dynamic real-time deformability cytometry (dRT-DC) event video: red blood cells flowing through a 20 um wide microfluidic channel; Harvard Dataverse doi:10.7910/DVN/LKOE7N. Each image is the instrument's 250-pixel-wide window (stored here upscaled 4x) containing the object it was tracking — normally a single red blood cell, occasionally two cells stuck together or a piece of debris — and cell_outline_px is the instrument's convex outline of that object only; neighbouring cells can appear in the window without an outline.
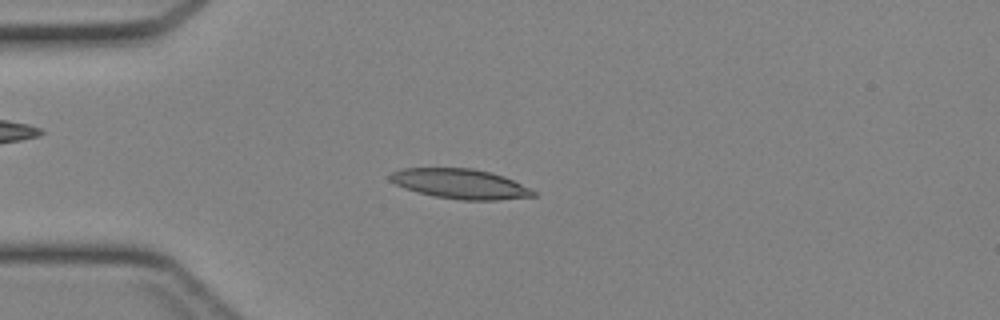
{"species": "Egyptian fruit bat (a non-hibernating species)", "species_latin": "Rousettus aegyptiacus", "temperature_condition": "cold", "stored_images_in_passage": 41, "camera_frame_rate_fps": 3000, "um_per_image_px": 0.085, "animal": {"sex": "female"}, "frame": {"image": 1, "passage_image": 9, "time_ms": 2.667, "image_size_px": [1000, 320], "cell_outline_px": [[536, 196], [496, 200], [464, 200], [436, 196], [404, 188], [388, 180], [388, 176], [392, 172], [404, 168], [472, 168], [492, 172], [504, 176], [536, 192]], "centroid_in_image_um": [39.1, 15.61], "position_along_channel_um": 45.9, "area_um2": 24.68}}
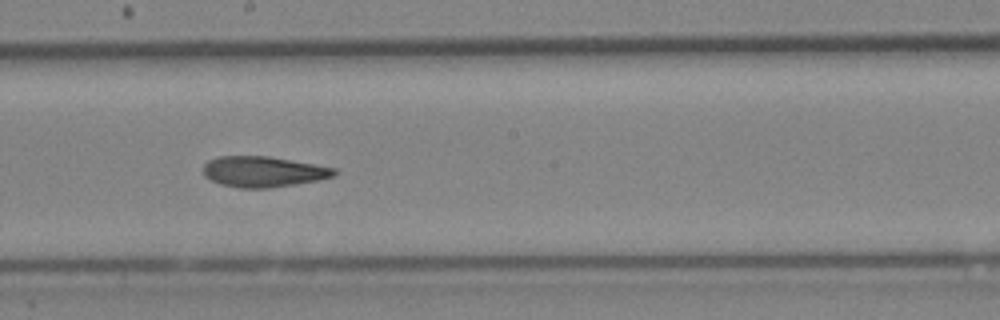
{"frame": {"image": 2, "passage_image": 22, "time_ms": 7.0, "image_size_px": [1000, 320], "cell_outline_px": [[336, 176], [320, 180], [268, 188], [240, 188], [220, 184], [204, 176], [204, 164], [208, 160], [220, 156], [268, 156], [336, 168]], "centroid_in_image_um": [22.38, 14.59], "position_along_channel_um": 225.8, "area_um2": 23.35}}
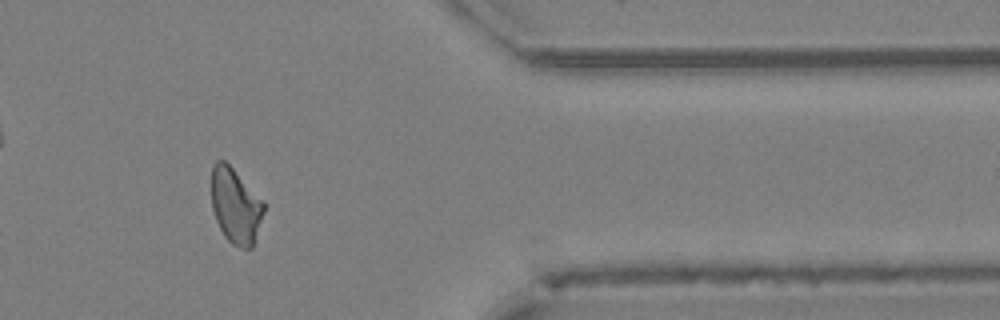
{"frame": {"image": 3, "passage_image": 34, "time_ms": 11.0, "image_size_px": [1000, 320], "cell_outline_px": [[264, 212], [252, 248], [244, 248], [232, 244], [224, 236], [216, 220], [212, 208], [212, 164], [216, 160], [224, 160], [264, 200]], "centroid_in_image_um": [20.02, 17.48], "position_along_channel_um": 391.4, "area_um2": 22.89}}